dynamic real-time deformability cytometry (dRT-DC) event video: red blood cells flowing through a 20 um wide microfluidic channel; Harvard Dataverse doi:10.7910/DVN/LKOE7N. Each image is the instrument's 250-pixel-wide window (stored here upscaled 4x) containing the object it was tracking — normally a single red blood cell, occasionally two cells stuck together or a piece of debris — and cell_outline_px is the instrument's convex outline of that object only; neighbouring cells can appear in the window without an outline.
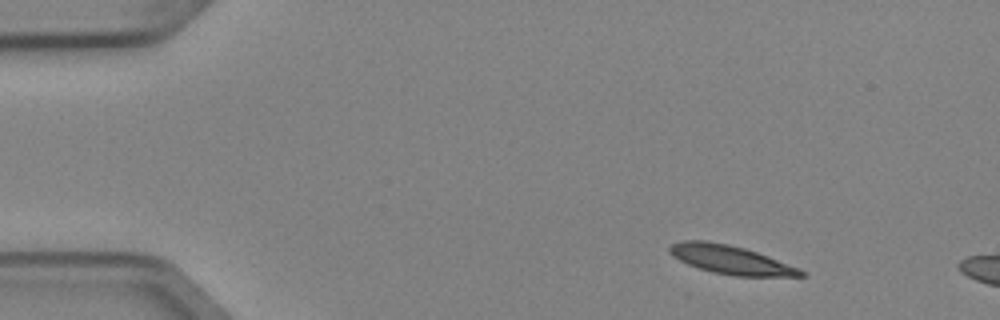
{"species": "Egyptian fruit bat (a non-hibernating species)", "species_latin": "Rousettus aegyptiacus", "temperature_condition": "cold", "stored_images_in_passage": 3, "camera_frame_rate_fps": 3000, "um_per_image_px": 0.085, "animal": {"sex": "female"}, "frame": {"image": 1, "passage_image": 1, "time_ms": 0.0, "image_size_px": [1000, 320], "cell_outline_px": [[808, 276], [736, 276], [712, 272], [688, 264], [672, 256], [668, 252], [668, 248], [672, 244], [680, 240], [704, 240], [728, 244], [744, 248], [768, 256], [800, 268], [808, 272]], "centroid_in_image_um": [62.12, 22.07], "position_along_channel_um": 22.9, "area_um2": 21.96}}